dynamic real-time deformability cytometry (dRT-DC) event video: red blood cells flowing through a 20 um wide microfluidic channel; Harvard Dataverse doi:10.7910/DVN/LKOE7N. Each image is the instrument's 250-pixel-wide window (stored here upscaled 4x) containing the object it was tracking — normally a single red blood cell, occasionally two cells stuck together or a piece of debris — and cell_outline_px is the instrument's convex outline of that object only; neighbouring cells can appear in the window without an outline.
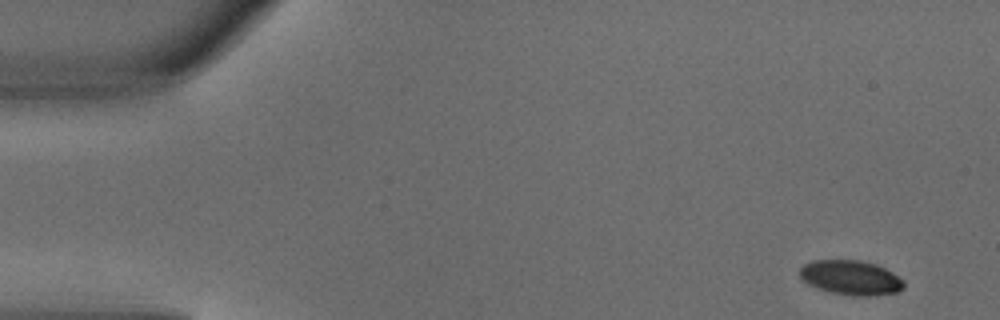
{"species": "common noctule bat (a hibernating species)", "species_latin": "Nyctalus noctula", "temperature_condition": "warm", "stored_images_in_passage": 3, "camera_frame_rate_fps": 3000, "um_per_image_px": 0.085, "animal": {"sex": "male", "body_mass_g": 18.8}, "frame": {"image": 1, "passage_image": 1, "time_ms": 0.0, "image_size_px": [1000, 320], "cell_outline_px": [[904, 288], [900, 292], [876, 296], [852, 296], [832, 292], [808, 284], [800, 276], [800, 268], [804, 264], [812, 260], [860, 260], [876, 264], [892, 272], [904, 280]], "centroid_in_image_um": [72.37, 23.6], "position_along_channel_um": 12.6, "area_um2": 21.1}}
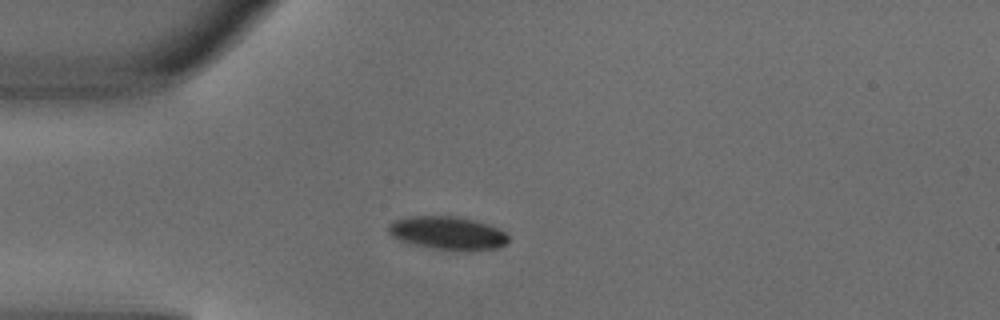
{"frame": {"image": 2, "passage_image": 3, "time_ms": 0.667, "image_size_px": [1000, 320], "cell_outline_px": [[508, 244], [500, 248], [436, 248], [416, 244], [400, 240], [392, 236], [388, 232], [388, 224], [396, 220], [412, 216], [456, 216], [476, 220], [488, 224], [504, 232], [508, 236]], "centroid_in_image_um": [38.05, 19.76], "position_along_channel_um": 47.0, "area_um2": 22.37}}